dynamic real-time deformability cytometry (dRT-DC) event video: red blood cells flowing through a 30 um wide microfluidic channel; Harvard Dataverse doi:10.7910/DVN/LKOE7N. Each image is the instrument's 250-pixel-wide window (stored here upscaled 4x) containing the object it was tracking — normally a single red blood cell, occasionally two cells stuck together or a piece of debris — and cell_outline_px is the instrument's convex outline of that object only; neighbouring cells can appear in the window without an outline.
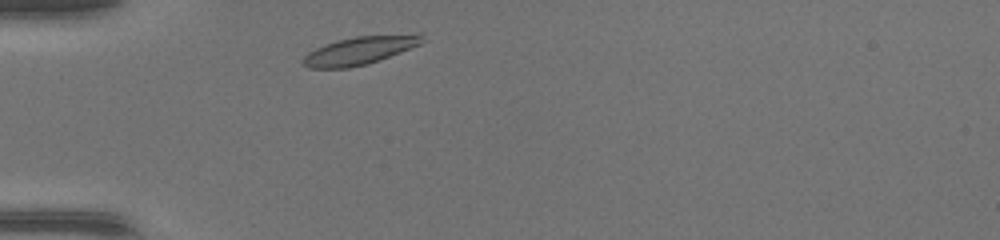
{"species": "common noctule bat (a hibernating species)", "species_latin": "Nyctalus noctula", "temperature_condition": "warm", "stored_images_in_passage": 29, "camera_frame_rate_fps": 3000, "um_per_image_px": 0.085, "animal": {"sex": "female", "body_mass_g": 17.0, "forearm_length_mm": 48.0}, "frame": {"image": 1, "passage_image": 2, "time_ms": 0.333, "image_size_px": [1000, 240], "cell_outline_px": [[424, 40], [420, 44], [368, 64], [348, 68], [308, 68], [300, 64], [304, 56], [308, 52], [316, 48], [336, 40], [356, 36], [416, 32], [424, 32]], "centroid_in_image_um": [30.62, 4.26], "position_along_channel_um": 54.4, "area_um2": 19.88}}
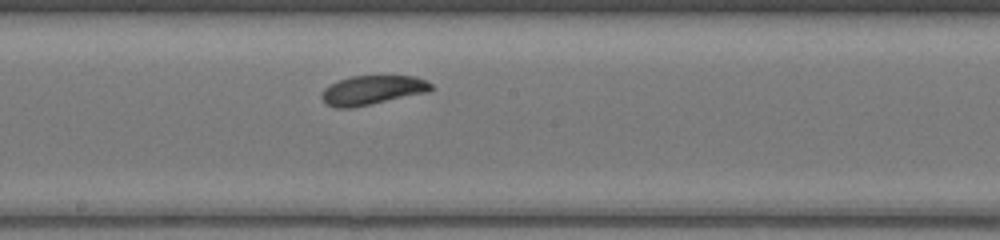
{"frame": {"image": 2, "passage_image": 14, "time_ms": 4.333, "image_size_px": [1000, 240], "cell_outline_px": [[436, 88], [428, 92], [352, 108], [336, 108], [328, 104], [320, 96], [324, 88], [328, 84], [336, 80], [352, 76], [416, 76], [432, 84]], "centroid_in_image_um": [31.64, 7.65], "position_along_channel_um": 216.6, "area_um2": 18.73}}
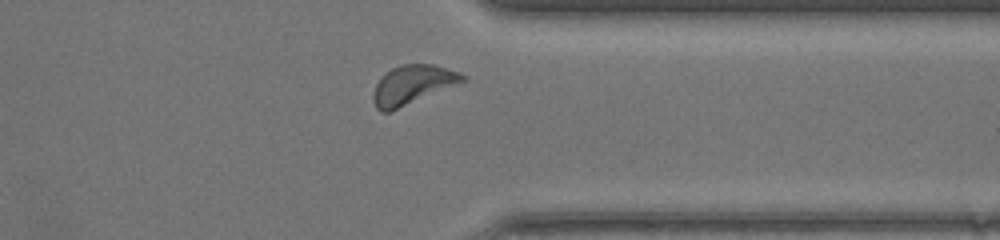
{"frame": {"image": 3, "passage_image": 25, "time_ms": 8.0, "image_size_px": [1000, 240], "cell_outline_px": [[468, 76], [460, 84], [392, 112], [380, 112], [376, 108], [372, 100], [372, 96], [376, 84], [380, 76], [392, 68], [400, 64], [436, 64], [460, 72]], "centroid_in_image_um": [35.08, 7.22], "position_along_channel_um": 376.3, "area_um2": 20.98}}